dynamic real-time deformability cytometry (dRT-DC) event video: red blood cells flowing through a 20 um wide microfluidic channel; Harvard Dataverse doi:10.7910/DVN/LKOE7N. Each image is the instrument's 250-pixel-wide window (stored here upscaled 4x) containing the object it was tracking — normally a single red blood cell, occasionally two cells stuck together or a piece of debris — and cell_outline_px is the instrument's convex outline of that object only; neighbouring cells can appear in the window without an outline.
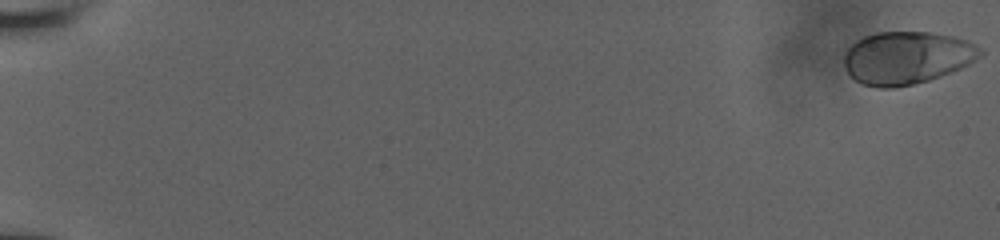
{"species": "human", "species_latin": "Homo sapiens", "temperature_condition": "room temperature", "stored_images_in_passage": 53, "camera_frame_rate_fps": 3000, "um_per_image_px": 0.085, "donor": {"sex": "male"}, "frame": {"image": 1, "passage_image": 1, "time_ms": 0.0, "image_size_px": [1000, 240], "cell_outline_px": [[984, 52], [980, 56], [968, 64], [960, 68], [940, 76], [928, 80], [912, 84], [892, 88], [880, 88], [860, 84], [848, 76], [844, 68], [844, 56], [848, 48], [856, 40], [864, 36], [876, 32], [932, 32], [952, 36], [964, 40], [980, 48]], "centroid_in_image_um": [77.01, 4.92], "position_along_channel_um": 8.0, "area_um2": 41.85}}
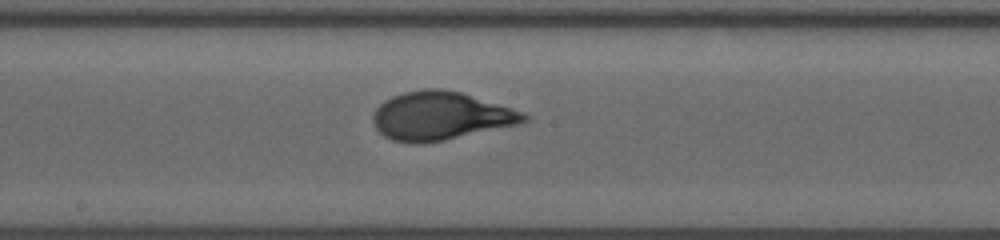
{"frame": {"image": 2, "passage_image": 28, "time_ms": 11.0, "image_size_px": [1000, 240], "cell_outline_px": [[532, 116], [528, 120], [520, 124], [444, 140], [420, 144], [412, 144], [392, 140], [384, 136], [376, 128], [372, 120], [372, 116], [376, 108], [384, 100], [392, 96], [404, 92], [424, 88], [444, 88], [460, 92], [512, 108], [524, 112]], "centroid_in_image_um": [37.45, 9.85], "position_along_channel_um": 210.7, "area_um2": 42.71}}
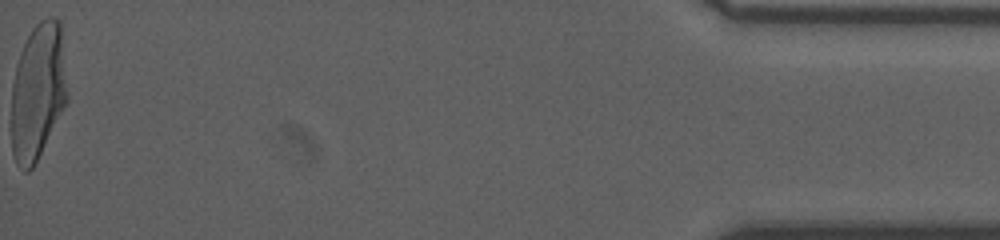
{"frame": {"image": 3, "passage_image": 53, "time_ms": 19.0, "image_size_px": [1000, 240], "cell_outline_px": [[68, 100], [32, 168], [28, 172], [24, 172], [16, 164], [12, 152], [12, 84], [16, 64], [20, 52], [32, 28], [40, 20], [48, 16], [52, 16], [60, 20], [68, 96]], "centroid_in_image_um": [3.22, 7.76], "position_along_channel_um": 432.0, "area_um2": 44.45}, "authors_computed_cell_mechanics": {"area_um2": 41.5582, "velocity_mm_per_s": 3.8548, "shape_relaxation_time_tau1_ms": 3.9338, "shape_relaxation_time_tau2_ms": null, "deformation_change_tau1": 0.1916, "deformation_change_tau2": null}}